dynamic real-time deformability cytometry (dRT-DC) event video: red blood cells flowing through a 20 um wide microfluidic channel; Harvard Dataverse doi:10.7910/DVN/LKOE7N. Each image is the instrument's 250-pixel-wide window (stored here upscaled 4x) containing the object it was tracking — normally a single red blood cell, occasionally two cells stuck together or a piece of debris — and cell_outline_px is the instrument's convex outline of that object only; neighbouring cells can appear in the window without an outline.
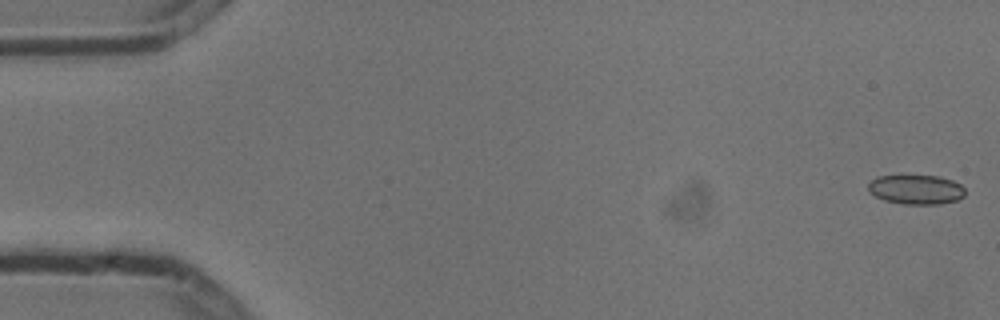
{"species": "common noctule bat (a hibernating species)", "species_latin": "Nyctalus noctula", "temperature_condition": "cold", "stored_images_in_passage": 10, "camera_frame_rate_fps": 3000, "um_per_image_px": 0.085, "animal": {"sex": "male", "body_mass_g": 13.3}, "frame": {"image": 1, "passage_image": 1, "time_ms": 0.0, "image_size_px": [1000, 320], "cell_outline_px": [[964, 196], [956, 200], [940, 204], [904, 204], [884, 200], [868, 192], [868, 184], [876, 176], [936, 176], [952, 180], [960, 184], [964, 188]], "centroid_in_image_um": [77.85, 16.11], "position_along_channel_um": 7.1, "area_um2": 16.53}}
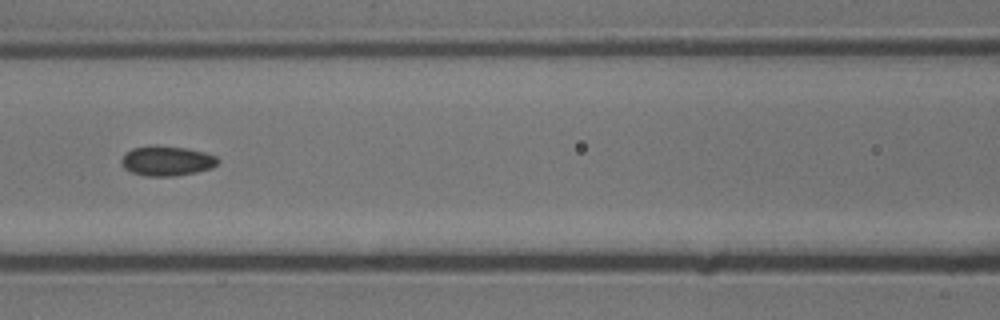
{"frame": {"image": 2, "passage_image": 7, "time_ms": 2.0, "image_size_px": [1000, 320], "cell_outline_px": [[220, 160], [212, 168], [196, 172], [176, 176], [144, 176], [132, 172], [124, 168], [120, 164], [120, 160], [124, 152], [132, 148], [148, 144], [156, 144], [188, 148], [204, 152], [216, 156]], "centroid_in_image_um": [14.13, 13.65], "position_along_channel_um": 152.5, "area_um2": 17.28}}
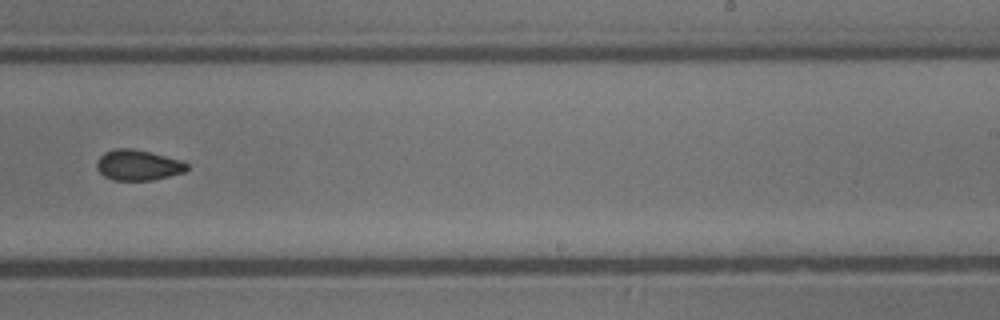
{"frame": {"image": 3, "passage_image": 10, "time_ms": 3.0, "image_size_px": [1000, 320], "cell_outline_px": [[188, 168], [184, 172], [152, 180], [112, 180], [104, 176], [96, 168], [96, 160], [104, 152], [116, 148], [132, 148], [180, 160], [188, 164]], "centroid_in_image_um": [11.69, 14.03], "position_along_channel_um": 277.3, "area_um2": 15.95}}